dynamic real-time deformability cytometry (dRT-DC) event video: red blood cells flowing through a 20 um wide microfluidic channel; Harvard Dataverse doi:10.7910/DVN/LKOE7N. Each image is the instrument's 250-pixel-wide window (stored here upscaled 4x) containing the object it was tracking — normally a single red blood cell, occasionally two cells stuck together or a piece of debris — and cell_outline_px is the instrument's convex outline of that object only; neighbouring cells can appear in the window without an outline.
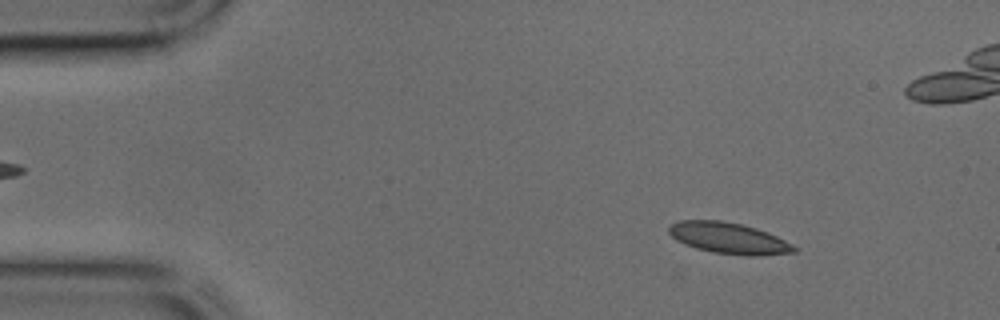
{"species": "common noctule bat (a hibernating species)", "species_latin": "Nyctalus noctula", "temperature_condition": "cold", "stored_images_in_passage": 44, "camera_frame_rate_fps": 3000, "um_per_image_px": 0.085, "animal": {"sex": "male", "body_mass_g": 17.9, "forearm_length_mm": 54.2}, "frame": {"image": 1, "passage_image": 5, "time_ms": 1.333, "image_size_px": [1000, 320], "cell_outline_px": [[796, 252], [752, 256], [748, 256], [712, 252], [696, 248], [676, 240], [668, 232], [668, 228], [672, 224], [680, 220], [720, 220], [740, 224], [756, 228], [768, 232], [792, 244], [796, 248]], "centroid_in_image_um": [61.93, 20.24], "position_along_channel_um": 23.1, "area_um2": 22.54}}
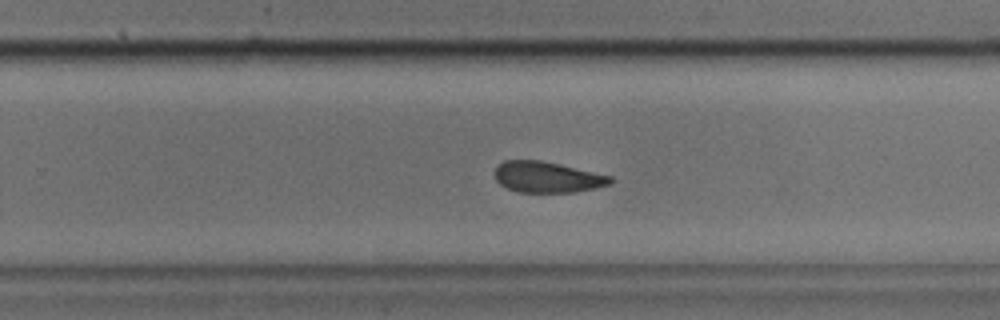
{"frame": {"image": 2, "passage_image": 27, "time_ms": 8.667, "image_size_px": [1000, 320], "cell_outline_px": [[612, 184], [576, 192], [520, 192], [508, 188], [500, 184], [496, 180], [496, 164], [504, 160], [540, 160], [560, 164], [612, 176]], "centroid_in_image_um": [46.52, 15.05], "position_along_channel_um": 283.3, "area_um2": 20.81}}
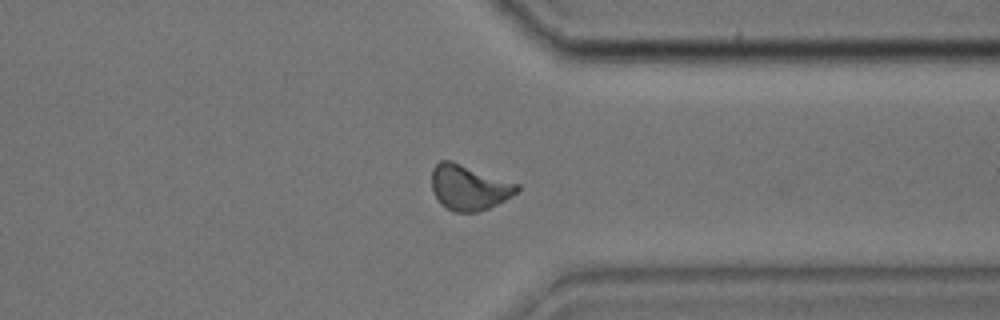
{"frame": {"image": 3, "passage_image": 33, "time_ms": 10.667, "image_size_px": [1000, 320], "cell_outline_px": [[520, 188], [512, 196], [488, 208], [476, 212], [452, 212], [440, 204], [432, 188], [432, 168], [440, 160], [452, 160], [520, 184]], "centroid_in_image_um": [39.85, 15.92], "position_along_channel_um": 371.5, "area_um2": 22.6}}